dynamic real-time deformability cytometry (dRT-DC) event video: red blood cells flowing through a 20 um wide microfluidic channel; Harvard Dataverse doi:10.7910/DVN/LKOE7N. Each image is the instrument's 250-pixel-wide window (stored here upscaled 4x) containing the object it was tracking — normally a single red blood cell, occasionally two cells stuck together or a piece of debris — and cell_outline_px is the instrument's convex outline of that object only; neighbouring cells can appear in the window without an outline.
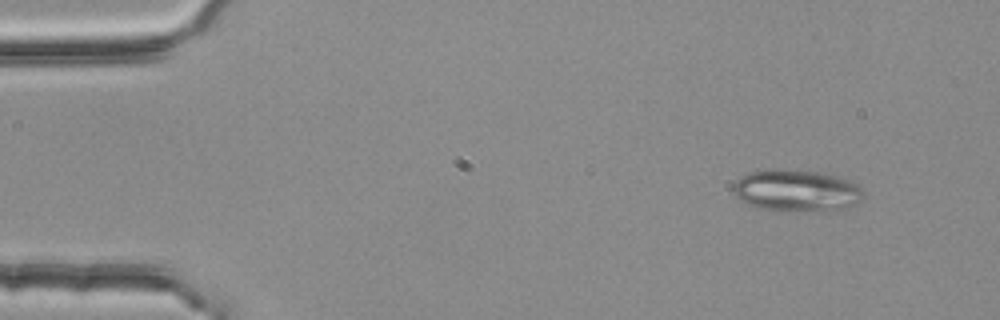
{"species": "common noctule bat (a hibernating species)", "species_latin": "Nyctalus noctula", "temperature_condition": "room temperature", "stored_images_in_passage": 4, "camera_frame_rate_fps": 3000, "um_per_image_px": 0.085, "animal": {"sex": "female", "body_mass_g": 25.1}, "frame": {"image": 1, "passage_image": 1, "time_ms": 0.0, "image_size_px": [1000, 320], "cell_outline_px": [[864, 196], [856, 204], [848, 208], [820, 212], [808, 212], [764, 208], [748, 204], [740, 200], [732, 192], [732, 188], [736, 180], [740, 176], [748, 172], [772, 168], [776, 168], [828, 172], [852, 180], [864, 192]], "centroid_in_image_um": [67.75, 16.18], "position_along_channel_um": 17.3, "area_um2": 32.54}}